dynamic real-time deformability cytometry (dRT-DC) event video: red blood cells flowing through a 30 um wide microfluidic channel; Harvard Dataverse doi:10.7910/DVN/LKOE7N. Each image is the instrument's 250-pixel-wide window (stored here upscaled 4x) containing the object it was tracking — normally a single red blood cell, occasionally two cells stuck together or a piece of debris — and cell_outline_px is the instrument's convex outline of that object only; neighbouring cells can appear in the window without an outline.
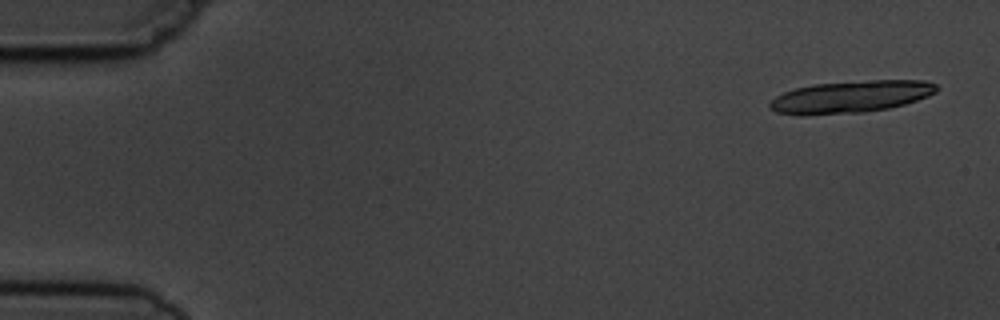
{"species": "common noctule bat (a hibernating species)", "species_latin": "Nyctalus noctula", "temperature_condition": "cold", "stored_images_in_passage": 5, "camera_frame_rate_fps": 3000, "um_per_image_px": 0.085, "animal": {"sex": "male", "body_mass_g": 19.5, "forearm_length_mm": 54.6}, "frame": {"image": 1, "passage_image": 1, "time_ms": 0.0, "image_size_px": [1000, 320], "cell_outline_px": [[940, 88], [936, 92], [928, 96], [904, 104], [888, 108], [864, 112], [804, 116], [800, 116], [776, 112], [768, 108], [768, 104], [776, 96], [784, 92], [796, 88], [812, 84], [872, 80], [924, 80], [936, 84]], "centroid_in_image_um": [72.29, 8.23], "position_along_channel_um": 12.7, "area_um2": 31.44}}